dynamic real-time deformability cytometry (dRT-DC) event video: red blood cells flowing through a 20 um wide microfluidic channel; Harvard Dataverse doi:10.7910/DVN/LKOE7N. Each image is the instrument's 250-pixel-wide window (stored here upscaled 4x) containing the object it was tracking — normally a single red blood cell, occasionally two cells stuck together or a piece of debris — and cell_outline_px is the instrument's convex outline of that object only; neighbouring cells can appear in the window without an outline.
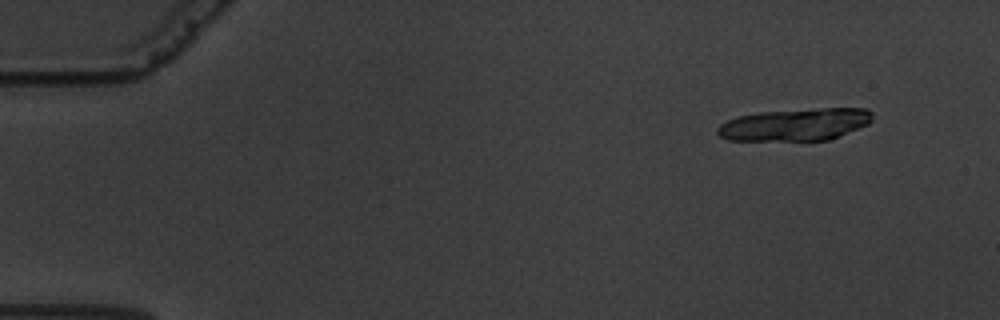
{"species": "common noctule bat (a hibernating species)", "species_latin": "Nyctalus noctula", "temperature_condition": "warm", "stored_images_in_passage": 17, "camera_frame_rate_fps": 3000, "um_per_image_px": 0.085, "animal": {"sex": "male", "body_mass_g": 19.5, "forearm_length_mm": 54.6}, "frame": {"image": 1, "passage_image": 1, "time_ms": 0.0, "image_size_px": [1000, 320], "cell_outline_px": [[872, 120], [868, 124], [828, 140], [728, 140], [720, 136], [716, 132], [716, 128], [720, 124], [736, 116], [760, 112], [824, 108], [868, 108], [872, 112]], "centroid_in_image_um": [67.58, 10.58], "position_along_channel_um": 17.4, "area_um2": 29.02}}